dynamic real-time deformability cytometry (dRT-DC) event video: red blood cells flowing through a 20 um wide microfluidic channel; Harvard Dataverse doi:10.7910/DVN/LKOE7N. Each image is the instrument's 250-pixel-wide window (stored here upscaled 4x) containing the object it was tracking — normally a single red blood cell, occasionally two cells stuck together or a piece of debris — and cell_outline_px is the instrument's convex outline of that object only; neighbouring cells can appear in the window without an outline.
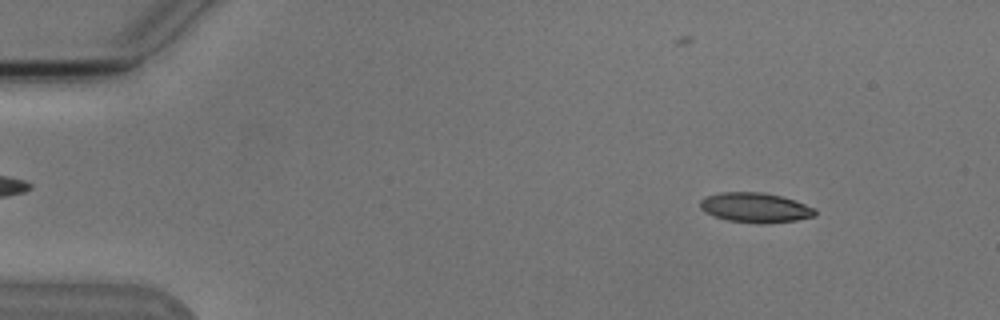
{"species": "Egyptian fruit bat (a non-hibernating species)", "species_latin": "Rousettus aegyptiacus", "temperature_condition": "cold", "stored_images_in_passage": 6, "camera_frame_rate_fps": 3000, "um_per_image_px": 0.085, "animal": {"sex": "male"}, "frame": {"image": 1, "passage_image": 2, "time_ms": 1.0, "image_size_px": [1000, 320], "cell_outline_px": [[816, 216], [796, 220], [764, 224], [756, 224], [728, 220], [704, 212], [700, 208], [700, 200], [704, 196], [720, 192], [764, 192], [796, 200], [816, 208]], "centroid_in_image_um": [64.21, 17.64], "position_along_channel_um": 20.8, "area_um2": 20.23}}